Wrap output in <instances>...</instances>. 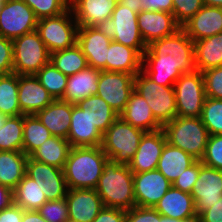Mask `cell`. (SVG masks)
I'll list each match as a JSON object with an SVG mask.
<instances>
[{
    "label": "cell",
    "mask_w": 222,
    "mask_h": 222,
    "mask_svg": "<svg viewBox=\"0 0 222 222\" xmlns=\"http://www.w3.org/2000/svg\"><path fill=\"white\" fill-rule=\"evenodd\" d=\"M195 70L194 41L182 28L151 42L143 54L141 71L159 85L174 86L182 74Z\"/></svg>",
    "instance_id": "6da1fadb"
},
{
    "label": "cell",
    "mask_w": 222,
    "mask_h": 222,
    "mask_svg": "<svg viewBox=\"0 0 222 222\" xmlns=\"http://www.w3.org/2000/svg\"><path fill=\"white\" fill-rule=\"evenodd\" d=\"M107 160L101 146L71 147L63 167L68 189H95Z\"/></svg>",
    "instance_id": "7a4b0ae2"
},
{
    "label": "cell",
    "mask_w": 222,
    "mask_h": 222,
    "mask_svg": "<svg viewBox=\"0 0 222 222\" xmlns=\"http://www.w3.org/2000/svg\"><path fill=\"white\" fill-rule=\"evenodd\" d=\"M103 206L130 210L136 206L133 188V172L128 165L108 159L95 188Z\"/></svg>",
    "instance_id": "3957f363"
},
{
    "label": "cell",
    "mask_w": 222,
    "mask_h": 222,
    "mask_svg": "<svg viewBox=\"0 0 222 222\" xmlns=\"http://www.w3.org/2000/svg\"><path fill=\"white\" fill-rule=\"evenodd\" d=\"M162 129L170 145L182 149L196 160L202 159L209 133L201 117L176 116L172 121L166 123Z\"/></svg>",
    "instance_id": "277c9868"
},
{
    "label": "cell",
    "mask_w": 222,
    "mask_h": 222,
    "mask_svg": "<svg viewBox=\"0 0 222 222\" xmlns=\"http://www.w3.org/2000/svg\"><path fill=\"white\" fill-rule=\"evenodd\" d=\"M145 131L118 117L103 134L101 148L113 162L129 165Z\"/></svg>",
    "instance_id": "5b68a950"
},
{
    "label": "cell",
    "mask_w": 222,
    "mask_h": 222,
    "mask_svg": "<svg viewBox=\"0 0 222 222\" xmlns=\"http://www.w3.org/2000/svg\"><path fill=\"white\" fill-rule=\"evenodd\" d=\"M134 90L147 101L153 116L162 127L177 116L173 86L159 85L140 71L134 76Z\"/></svg>",
    "instance_id": "8992f818"
},
{
    "label": "cell",
    "mask_w": 222,
    "mask_h": 222,
    "mask_svg": "<svg viewBox=\"0 0 222 222\" xmlns=\"http://www.w3.org/2000/svg\"><path fill=\"white\" fill-rule=\"evenodd\" d=\"M13 73L35 75L50 62V52L40 38L37 30L12 40Z\"/></svg>",
    "instance_id": "52a82bcc"
},
{
    "label": "cell",
    "mask_w": 222,
    "mask_h": 222,
    "mask_svg": "<svg viewBox=\"0 0 222 222\" xmlns=\"http://www.w3.org/2000/svg\"><path fill=\"white\" fill-rule=\"evenodd\" d=\"M36 30L50 53L71 48L77 42L78 24L70 8L60 15L39 19Z\"/></svg>",
    "instance_id": "ba28073f"
},
{
    "label": "cell",
    "mask_w": 222,
    "mask_h": 222,
    "mask_svg": "<svg viewBox=\"0 0 222 222\" xmlns=\"http://www.w3.org/2000/svg\"><path fill=\"white\" fill-rule=\"evenodd\" d=\"M177 116L198 118L206 98L202 72L182 74L174 84Z\"/></svg>",
    "instance_id": "9c48e42d"
},
{
    "label": "cell",
    "mask_w": 222,
    "mask_h": 222,
    "mask_svg": "<svg viewBox=\"0 0 222 222\" xmlns=\"http://www.w3.org/2000/svg\"><path fill=\"white\" fill-rule=\"evenodd\" d=\"M138 14L116 2L108 24L105 26L113 41L136 49L142 56L147 45L141 37Z\"/></svg>",
    "instance_id": "30bf717a"
},
{
    "label": "cell",
    "mask_w": 222,
    "mask_h": 222,
    "mask_svg": "<svg viewBox=\"0 0 222 222\" xmlns=\"http://www.w3.org/2000/svg\"><path fill=\"white\" fill-rule=\"evenodd\" d=\"M34 11L23 0H9L0 10V36L14 40L37 29Z\"/></svg>",
    "instance_id": "8fae6325"
},
{
    "label": "cell",
    "mask_w": 222,
    "mask_h": 222,
    "mask_svg": "<svg viewBox=\"0 0 222 222\" xmlns=\"http://www.w3.org/2000/svg\"><path fill=\"white\" fill-rule=\"evenodd\" d=\"M134 91V75L124 72L100 71L97 94L120 114Z\"/></svg>",
    "instance_id": "7c38bea8"
},
{
    "label": "cell",
    "mask_w": 222,
    "mask_h": 222,
    "mask_svg": "<svg viewBox=\"0 0 222 222\" xmlns=\"http://www.w3.org/2000/svg\"><path fill=\"white\" fill-rule=\"evenodd\" d=\"M112 38L106 27L78 26L77 45L86 56L88 65L106 71L107 48Z\"/></svg>",
    "instance_id": "4fadbf2b"
},
{
    "label": "cell",
    "mask_w": 222,
    "mask_h": 222,
    "mask_svg": "<svg viewBox=\"0 0 222 222\" xmlns=\"http://www.w3.org/2000/svg\"><path fill=\"white\" fill-rule=\"evenodd\" d=\"M26 175L35 180L47 201L60 200L68 192L63 169L35 161L28 156Z\"/></svg>",
    "instance_id": "5bb4252c"
},
{
    "label": "cell",
    "mask_w": 222,
    "mask_h": 222,
    "mask_svg": "<svg viewBox=\"0 0 222 222\" xmlns=\"http://www.w3.org/2000/svg\"><path fill=\"white\" fill-rule=\"evenodd\" d=\"M171 186L172 183L157 169L133 173L136 206L154 208Z\"/></svg>",
    "instance_id": "9a60e30c"
},
{
    "label": "cell",
    "mask_w": 222,
    "mask_h": 222,
    "mask_svg": "<svg viewBox=\"0 0 222 222\" xmlns=\"http://www.w3.org/2000/svg\"><path fill=\"white\" fill-rule=\"evenodd\" d=\"M103 134L94 124V118L89 108L81 109L72 104V114L67 140L71 147L101 146Z\"/></svg>",
    "instance_id": "2e32d148"
},
{
    "label": "cell",
    "mask_w": 222,
    "mask_h": 222,
    "mask_svg": "<svg viewBox=\"0 0 222 222\" xmlns=\"http://www.w3.org/2000/svg\"><path fill=\"white\" fill-rule=\"evenodd\" d=\"M191 195L195 201L197 214L213 206L222 197V170L201 162L200 173Z\"/></svg>",
    "instance_id": "e0dca14e"
},
{
    "label": "cell",
    "mask_w": 222,
    "mask_h": 222,
    "mask_svg": "<svg viewBox=\"0 0 222 222\" xmlns=\"http://www.w3.org/2000/svg\"><path fill=\"white\" fill-rule=\"evenodd\" d=\"M166 142L167 139L163 129L145 132L141 137L135 155L128 165L130 170L133 173L155 170Z\"/></svg>",
    "instance_id": "ac0fdd59"
},
{
    "label": "cell",
    "mask_w": 222,
    "mask_h": 222,
    "mask_svg": "<svg viewBox=\"0 0 222 222\" xmlns=\"http://www.w3.org/2000/svg\"><path fill=\"white\" fill-rule=\"evenodd\" d=\"M65 200L74 222H92L104 207L95 189H68Z\"/></svg>",
    "instance_id": "d6986e66"
},
{
    "label": "cell",
    "mask_w": 222,
    "mask_h": 222,
    "mask_svg": "<svg viewBox=\"0 0 222 222\" xmlns=\"http://www.w3.org/2000/svg\"><path fill=\"white\" fill-rule=\"evenodd\" d=\"M137 21L141 37L147 46L181 28L172 13L163 11L142 10L138 13Z\"/></svg>",
    "instance_id": "ffe728a7"
},
{
    "label": "cell",
    "mask_w": 222,
    "mask_h": 222,
    "mask_svg": "<svg viewBox=\"0 0 222 222\" xmlns=\"http://www.w3.org/2000/svg\"><path fill=\"white\" fill-rule=\"evenodd\" d=\"M53 100L35 75H18V102L23 115H35Z\"/></svg>",
    "instance_id": "44dd1931"
},
{
    "label": "cell",
    "mask_w": 222,
    "mask_h": 222,
    "mask_svg": "<svg viewBox=\"0 0 222 222\" xmlns=\"http://www.w3.org/2000/svg\"><path fill=\"white\" fill-rule=\"evenodd\" d=\"M115 4L114 0H70V9L78 26L105 27Z\"/></svg>",
    "instance_id": "7402d4cb"
},
{
    "label": "cell",
    "mask_w": 222,
    "mask_h": 222,
    "mask_svg": "<svg viewBox=\"0 0 222 222\" xmlns=\"http://www.w3.org/2000/svg\"><path fill=\"white\" fill-rule=\"evenodd\" d=\"M181 28L193 41L221 33L222 8L203 5Z\"/></svg>",
    "instance_id": "603a6c76"
},
{
    "label": "cell",
    "mask_w": 222,
    "mask_h": 222,
    "mask_svg": "<svg viewBox=\"0 0 222 222\" xmlns=\"http://www.w3.org/2000/svg\"><path fill=\"white\" fill-rule=\"evenodd\" d=\"M72 103L61 99L53 100L35 116L53 136L67 139L71 123Z\"/></svg>",
    "instance_id": "cb8c5ba5"
},
{
    "label": "cell",
    "mask_w": 222,
    "mask_h": 222,
    "mask_svg": "<svg viewBox=\"0 0 222 222\" xmlns=\"http://www.w3.org/2000/svg\"><path fill=\"white\" fill-rule=\"evenodd\" d=\"M99 77L100 70L90 66L68 76L66 89L61 100L77 104L79 101L84 100L91 95H96L98 91Z\"/></svg>",
    "instance_id": "d4e9b609"
},
{
    "label": "cell",
    "mask_w": 222,
    "mask_h": 222,
    "mask_svg": "<svg viewBox=\"0 0 222 222\" xmlns=\"http://www.w3.org/2000/svg\"><path fill=\"white\" fill-rule=\"evenodd\" d=\"M154 209L162 216L181 220L196 214L195 201L190 193L174 186L163 195Z\"/></svg>",
    "instance_id": "484cf974"
},
{
    "label": "cell",
    "mask_w": 222,
    "mask_h": 222,
    "mask_svg": "<svg viewBox=\"0 0 222 222\" xmlns=\"http://www.w3.org/2000/svg\"><path fill=\"white\" fill-rule=\"evenodd\" d=\"M142 61L143 56L136 49L112 40L107 48L106 71L135 76L142 70Z\"/></svg>",
    "instance_id": "4316f807"
},
{
    "label": "cell",
    "mask_w": 222,
    "mask_h": 222,
    "mask_svg": "<svg viewBox=\"0 0 222 222\" xmlns=\"http://www.w3.org/2000/svg\"><path fill=\"white\" fill-rule=\"evenodd\" d=\"M119 117L123 121L145 132L162 129V126L153 116L147 101L135 90L132 92L125 109L119 114Z\"/></svg>",
    "instance_id": "83f0119b"
},
{
    "label": "cell",
    "mask_w": 222,
    "mask_h": 222,
    "mask_svg": "<svg viewBox=\"0 0 222 222\" xmlns=\"http://www.w3.org/2000/svg\"><path fill=\"white\" fill-rule=\"evenodd\" d=\"M194 64L200 72L222 66V32L194 41Z\"/></svg>",
    "instance_id": "f1b7e54d"
},
{
    "label": "cell",
    "mask_w": 222,
    "mask_h": 222,
    "mask_svg": "<svg viewBox=\"0 0 222 222\" xmlns=\"http://www.w3.org/2000/svg\"><path fill=\"white\" fill-rule=\"evenodd\" d=\"M195 161L187 152L166 142L156 169L173 183Z\"/></svg>",
    "instance_id": "f546056e"
},
{
    "label": "cell",
    "mask_w": 222,
    "mask_h": 222,
    "mask_svg": "<svg viewBox=\"0 0 222 222\" xmlns=\"http://www.w3.org/2000/svg\"><path fill=\"white\" fill-rule=\"evenodd\" d=\"M27 159L23 151H0V185L13 191L26 175Z\"/></svg>",
    "instance_id": "4dcf8cb0"
},
{
    "label": "cell",
    "mask_w": 222,
    "mask_h": 222,
    "mask_svg": "<svg viewBox=\"0 0 222 222\" xmlns=\"http://www.w3.org/2000/svg\"><path fill=\"white\" fill-rule=\"evenodd\" d=\"M70 149L71 145L67 139L51 136L29 157L35 161L63 169Z\"/></svg>",
    "instance_id": "1f68e13d"
},
{
    "label": "cell",
    "mask_w": 222,
    "mask_h": 222,
    "mask_svg": "<svg viewBox=\"0 0 222 222\" xmlns=\"http://www.w3.org/2000/svg\"><path fill=\"white\" fill-rule=\"evenodd\" d=\"M13 203L23 210H38L46 201L45 194L35 180L27 175L12 191Z\"/></svg>",
    "instance_id": "d6a6232c"
},
{
    "label": "cell",
    "mask_w": 222,
    "mask_h": 222,
    "mask_svg": "<svg viewBox=\"0 0 222 222\" xmlns=\"http://www.w3.org/2000/svg\"><path fill=\"white\" fill-rule=\"evenodd\" d=\"M50 62L66 76H71L89 66L86 56L77 43L71 48L50 53Z\"/></svg>",
    "instance_id": "836d02e7"
},
{
    "label": "cell",
    "mask_w": 222,
    "mask_h": 222,
    "mask_svg": "<svg viewBox=\"0 0 222 222\" xmlns=\"http://www.w3.org/2000/svg\"><path fill=\"white\" fill-rule=\"evenodd\" d=\"M81 109L89 108L93 114L94 124L104 134L119 114L100 96L91 95L76 104Z\"/></svg>",
    "instance_id": "e575fe53"
},
{
    "label": "cell",
    "mask_w": 222,
    "mask_h": 222,
    "mask_svg": "<svg viewBox=\"0 0 222 222\" xmlns=\"http://www.w3.org/2000/svg\"><path fill=\"white\" fill-rule=\"evenodd\" d=\"M0 114L21 115L18 102V74H2L0 77Z\"/></svg>",
    "instance_id": "d590c367"
},
{
    "label": "cell",
    "mask_w": 222,
    "mask_h": 222,
    "mask_svg": "<svg viewBox=\"0 0 222 222\" xmlns=\"http://www.w3.org/2000/svg\"><path fill=\"white\" fill-rule=\"evenodd\" d=\"M53 136L35 115H23V152L29 156Z\"/></svg>",
    "instance_id": "8d00e7d4"
},
{
    "label": "cell",
    "mask_w": 222,
    "mask_h": 222,
    "mask_svg": "<svg viewBox=\"0 0 222 222\" xmlns=\"http://www.w3.org/2000/svg\"><path fill=\"white\" fill-rule=\"evenodd\" d=\"M0 151H23V114L6 118L0 129Z\"/></svg>",
    "instance_id": "74e56055"
},
{
    "label": "cell",
    "mask_w": 222,
    "mask_h": 222,
    "mask_svg": "<svg viewBox=\"0 0 222 222\" xmlns=\"http://www.w3.org/2000/svg\"><path fill=\"white\" fill-rule=\"evenodd\" d=\"M35 76L54 100L63 98L68 76L64 75L51 62L44 65Z\"/></svg>",
    "instance_id": "f35d334b"
},
{
    "label": "cell",
    "mask_w": 222,
    "mask_h": 222,
    "mask_svg": "<svg viewBox=\"0 0 222 222\" xmlns=\"http://www.w3.org/2000/svg\"><path fill=\"white\" fill-rule=\"evenodd\" d=\"M201 119L209 135H222V99L206 97Z\"/></svg>",
    "instance_id": "ab89813d"
},
{
    "label": "cell",
    "mask_w": 222,
    "mask_h": 222,
    "mask_svg": "<svg viewBox=\"0 0 222 222\" xmlns=\"http://www.w3.org/2000/svg\"><path fill=\"white\" fill-rule=\"evenodd\" d=\"M36 18L42 19L60 15L70 8V0H23Z\"/></svg>",
    "instance_id": "60d3db41"
},
{
    "label": "cell",
    "mask_w": 222,
    "mask_h": 222,
    "mask_svg": "<svg viewBox=\"0 0 222 222\" xmlns=\"http://www.w3.org/2000/svg\"><path fill=\"white\" fill-rule=\"evenodd\" d=\"M37 211L48 222H67L69 220L65 198L46 201Z\"/></svg>",
    "instance_id": "b9f144b4"
},
{
    "label": "cell",
    "mask_w": 222,
    "mask_h": 222,
    "mask_svg": "<svg viewBox=\"0 0 222 222\" xmlns=\"http://www.w3.org/2000/svg\"><path fill=\"white\" fill-rule=\"evenodd\" d=\"M200 161L206 166L222 170V135H209L205 153Z\"/></svg>",
    "instance_id": "7bdbcfd3"
},
{
    "label": "cell",
    "mask_w": 222,
    "mask_h": 222,
    "mask_svg": "<svg viewBox=\"0 0 222 222\" xmlns=\"http://www.w3.org/2000/svg\"><path fill=\"white\" fill-rule=\"evenodd\" d=\"M173 12L176 22L182 26L192 18L202 7V0H172Z\"/></svg>",
    "instance_id": "ee69618b"
},
{
    "label": "cell",
    "mask_w": 222,
    "mask_h": 222,
    "mask_svg": "<svg viewBox=\"0 0 222 222\" xmlns=\"http://www.w3.org/2000/svg\"><path fill=\"white\" fill-rule=\"evenodd\" d=\"M206 97L222 99V66L202 72Z\"/></svg>",
    "instance_id": "f6af8a7d"
},
{
    "label": "cell",
    "mask_w": 222,
    "mask_h": 222,
    "mask_svg": "<svg viewBox=\"0 0 222 222\" xmlns=\"http://www.w3.org/2000/svg\"><path fill=\"white\" fill-rule=\"evenodd\" d=\"M200 168H201V161L196 160L191 166L186 168L183 174H181L176 180H174L172 186L181 191L191 194L194 184L198 179Z\"/></svg>",
    "instance_id": "bcb514c9"
},
{
    "label": "cell",
    "mask_w": 222,
    "mask_h": 222,
    "mask_svg": "<svg viewBox=\"0 0 222 222\" xmlns=\"http://www.w3.org/2000/svg\"><path fill=\"white\" fill-rule=\"evenodd\" d=\"M125 222H160V213L151 207L134 206L126 211Z\"/></svg>",
    "instance_id": "7dc6e473"
},
{
    "label": "cell",
    "mask_w": 222,
    "mask_h": 222,
    "mask_svg": "<svg viewBox=\"0 0 222 222\" xmlns=\"http://www.w3.org/2000/svg\"><path fill=\"white\" fill-rule=\"evenodd\" d=\"M0 73H13V42L0 36Z\"/></svg>",
    "instance_id": "c3c4849f"
},
{
    "label": "cell",
    "mask_w": 222,
    "mask_h": 222,
    "mask_svg": "<svg viewBox=\"0 0 222 222\" xmlns=\"http://www.w3.org/2000/svg\"><path fill=\"white\" fill-rule=\"evenodd\" d=\"M126 210L112 207H103L92 222H125Z\"/></svg>",
    "instance_id": "681fc988"
},
{
    "label": "cell",
    "mask_w": 222,
    "mask_h": 222,
    "mask_svg": "<svg viewBox=\"0 0 222 222\" xmlns=\"http://www.w3.org/2000/svg\"><path fill=\"white\" fill-rule=\"evenodd\" d=\"M23 209L13 202L5 209L0 211V222H21Z\"/></svg>",
    "instance_id": "f907efd6"
},
{
    "label": "cell",
    "mask_w": 222,
    "mask_h": 222,
    "mask_svg": "<svg viewBox=\"0 0 222 222\" xmlns=\"http://www.w3.org/2000/svg\"><path fill=\"white\" fill-rule=\"evenodd\" d=\"M202 222H222V197L213 206L200 213Z\"/></svg>",
    "instance_id": "816d5d0a"
},
{
    "label": "cell",
    "mask_w": 222,
    "mask_h": 222,
    "mask_svg": "<svg viewBox=\"0 0 222 222\" xmlns=\"http://www.w3.org/2000/svg\"><path fill=\"white\" fill-rule=\"evenodd\" d=\"M143 10L173 12L172 0H143Z\"/></svg>",
    "instance_id": "f5cc1de1"
},
{
    "label": "cell",
    "mask_w": 222,
    "mask_h": 222,
    "mask_svg": "<svg viewBox=\"0 0 222 222\" xmlns=\"http://www.w3.org/2000/svg\"><path fill=\"white\" fill-rule=\"evenodd\" d=\"M13 202L12 190L0 185V211L7 208Z\"/></svg>",
    "instance_id": "db71d44e"
},
{
    "label": "cell",
    "mask_w": 222,
    "mask_h": 222,
    "mask_svg": "<svg viewBox=\"0 0 222 222\" xmlns=\"http://www.w3.org/2000/svg\"><path fill=\"white\" fill-rule=\"evenodd\" d=\"M21 222H48L37 210H24Z\"/></svg>",
    "instance_id": "11a10c76"
},
{
    "label": "cell",
    "mask_w": 222,
    "mask_h": 222,
    "mask_svg": "<svg viewBox=\"0 0 222 222\" xmlns=\"http://www.w3.org/2000/svg\"><path fill=\"white\" fill-rule=\"evenodd\" d=\"M119 3L123 6L129 7L137 14L143 10V0H120Z\"/></svg>",
    "instance_id": "9f6ffc18"
},
{
    "label": "cell",
    "mask_w": 222,
    "mask_h": 222,
    "mask_svg": "<svg viewBox=\"0 0 222 222\" xmlns=\"http://www.w3.org/2000/svg\"><path fill=\"white\" fill-rule=\"evenodd\" d=\"M203 5L222 8V0H202Z\"/></svg>",
    "instance_id": "6f0895ef"
},
{
    "label": "cell",
    "mask_w": 222,
    "mask_h": 222,
    "mask_svg": "<svg viewBox=\"0 0 222 222\" xmlns=\"http://www.w3.org/2000/svg\"><path fill=\"white\" fill-rule=\"evenodd\" d=\"M180 222H202L200 214H194L190 217L181 219Z\"/></svg>",
    "instance_id": "680465c9"
},
{
    "label": "cell",
    "mask_w": 222,
    "mask_h": 222,
    "mask_svg": "<svg viewBox=\"0 0 222 222\" xmlns=\"http://www.w3.org/2000/svg\"><path fill=\"white\" fill-rule=\"evenodd\" d=\"M160 222H180V220L165 217L160 214Z\"/></svg>",
    "instance_id": "91938a15"
},
{
    "label": "cell",
    "mask_w": 222,
    "mask_h": 222,
    "mask_svg": "<svg viewBox=\"0 0 222 222\" xmlns=\"http://www.w3.org/2000/svg\"><path fill=\"white\" fill-rule=\"evenodd\" d=\"M7 117H8V116H6V115L0 114V129H1V127L4 125Z\"/></svg>",
    "instance_id": "94428289"
},
{
    "label": "cell",
    "mask_w": 222,
    "mask_h": 222,
    "mask_svg": "<svg viewBox=\"0 0 222 222\" xmlns=\"http://www.w3.org/2000/svg\"><path fill=\"white\" fill-rule=\"evenodd\" d=\"M9 0H0V3L3 5L5 3H7Z\"/></svg>",
    "instance_id": "6125c7cd"
}]
</instances>
